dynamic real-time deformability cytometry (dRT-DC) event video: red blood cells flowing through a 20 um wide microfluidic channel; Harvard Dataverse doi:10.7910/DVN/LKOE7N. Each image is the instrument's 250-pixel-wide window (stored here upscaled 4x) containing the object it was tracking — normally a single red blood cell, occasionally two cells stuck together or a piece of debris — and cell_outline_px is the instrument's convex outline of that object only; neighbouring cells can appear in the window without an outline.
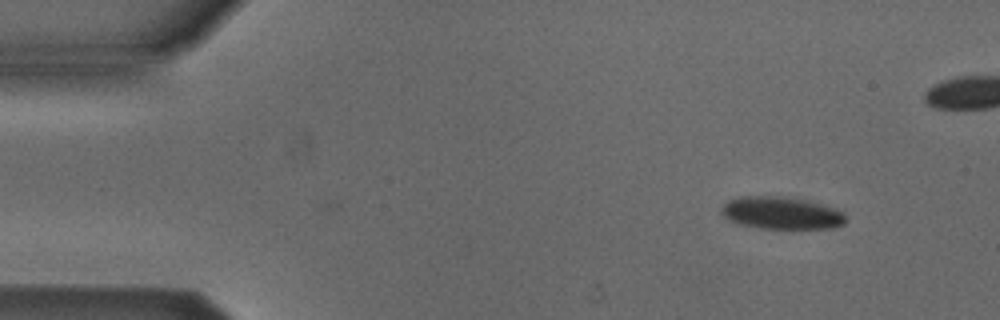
{"species": "Egyptian fruit bat (a non-hibernating species)", "species_latin": "Rousettus aegyptiacus", "temperature_condition": "cold", "stored_images_in_passage": 2, "camera_frame_rate_fps": 3000, "um_per_image_px": 0.085, "animal": {"sex": "male"}, "frame": {"image": 1, "passage_image": 2, "time_ms": 0.333, "image_size_px": [1000, 320], "cell_outline_px": [[844, 224], [832, 228], [760, 228], [740, 224], [728, 220], [720, 212], [720, 208], [724, 200], [740, 196], [788, 196], [836, 208], [844, 216]], "centroid_in_image_um": [66.32, 18.09], "position_along_channel_um": 18.7, "area_um2": 23.52}}